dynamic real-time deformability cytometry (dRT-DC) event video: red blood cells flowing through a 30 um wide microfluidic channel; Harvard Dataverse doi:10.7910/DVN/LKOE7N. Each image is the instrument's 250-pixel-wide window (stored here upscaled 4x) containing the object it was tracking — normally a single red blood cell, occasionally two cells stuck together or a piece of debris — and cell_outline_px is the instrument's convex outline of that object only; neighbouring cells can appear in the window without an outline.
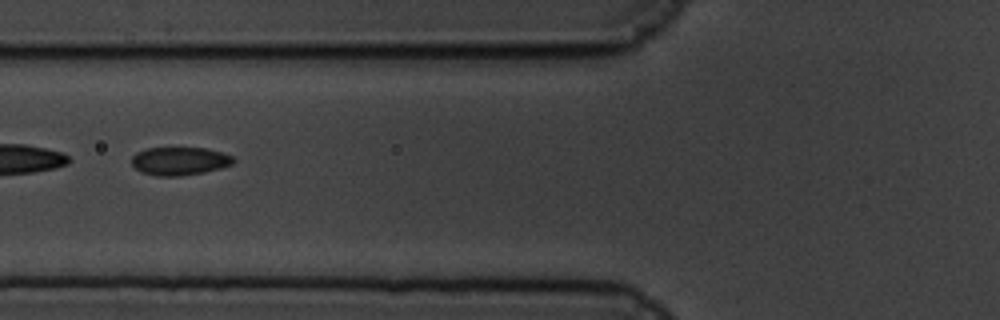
{"species": "common noctule bat (a hibernating species)", "species_latin": "Nyctalus noctula", "temperature_condition": "cold", "stored_images_in_passage": 24, "camera_frame_rate_fps": 3000, "um_per_image_px": 0.085, "animal": {"sex": "male", "body_mass_g": 19.5, "forearm_length_mm": 54.6}, "frame": {"image": 1, "passage_image": 10, "time_ms": 3.0, "image_size_px": [1000, 320], "cell_outline_px": [[236, 160], [232, 164], [220, 168], [204, 172], [180, 176], [156, 176], [140, 172], [132, 164], [132, 156], [136, 152], [144, 148], [208, 148], [232, 156]], "centroid_in_image_um": [15.24, 13.69], "position_along_channel_um": 110.6, "area_um2": 16.76}}
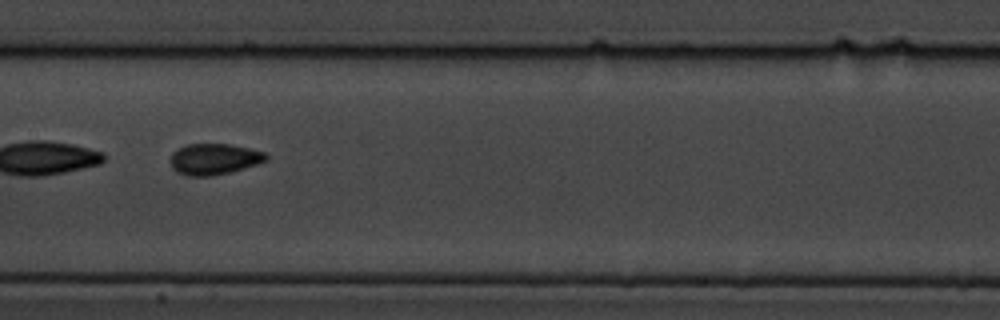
{"frame": {"image": 2, "passage_image": 17, "time_ms": 5.333, "image_size_px": [1000, 320], "cell_outline_px": [[268, 160], [244, 168], [212, 176], [188, 176], [176, 172], [172, 168], [168, 160], [172, 152], [188, 144], [228, 144], [248, 148], [264, 152], [268, 156]], "centroid_in_image_um": [18.15, 13.53], "position_along_channel_um": 189.2, "area_um2": 17.34}}
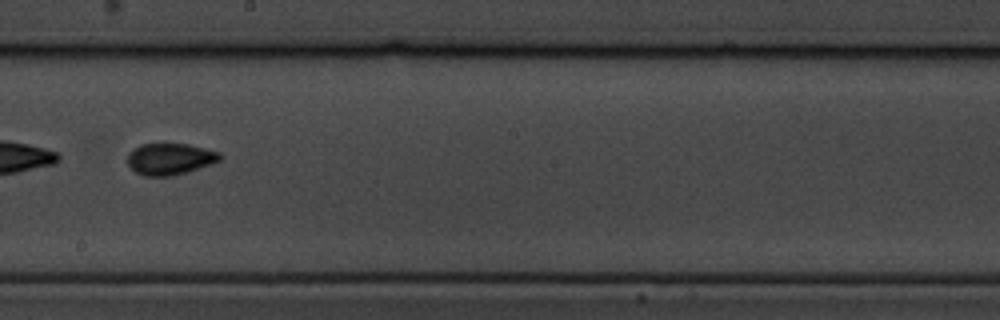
{"frame": {"image": 3, "passage_image": 21, "time_ms": 6.667, "image_size_px": [1000, 320], "cell_outline_px": [[224, 156], [220, 160], [212, 164], [188, 172], [172, 176], [144, 176], [136, 172], [128, 164], [128, 152], [132, 148], [140, 144], [188, 144], [220, 152]], "centroid_in_image_um": [14.46, 13.51], "position_along_channel_um": 233.7, "area_um2": 17.17}}